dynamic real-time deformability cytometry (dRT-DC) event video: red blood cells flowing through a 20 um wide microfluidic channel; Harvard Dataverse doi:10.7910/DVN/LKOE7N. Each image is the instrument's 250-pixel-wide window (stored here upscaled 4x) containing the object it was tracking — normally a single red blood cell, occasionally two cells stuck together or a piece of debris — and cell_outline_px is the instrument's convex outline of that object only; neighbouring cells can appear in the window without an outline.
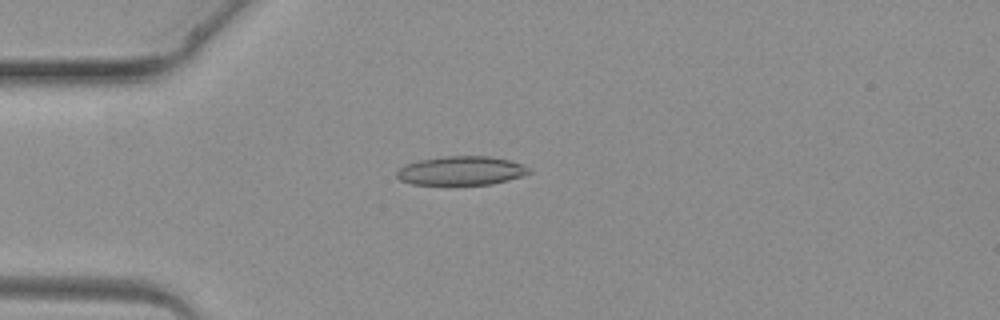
{"species": "common noctule bat (a hibernating species)", "species_latin": "Nyctalus noctula", "temperature_condition": "warm", "stored_images_in_passage": 1, "camera_frame_rate_fps": 3000, "um_per_image_px": 0.085, "animal": {"sex": "female", "body_mass_g": 19.3, "forearm_length_mm": 54.1}, "frame": {"image": 1, "passage_image": 1, "time_ms": 0.0, "image_size_px": [1000, 320], "cell_outline_px": [[532, 172], [508, 180], [492, 184], [412, 184], [400, 180], [396, 176], [396, 172], [404, 164], [416, 160], [444, 156], [488, 156], [508, 160], [520, 164], [528, 168]], "centroid_in_image_um": [39.14, 14.5], "position_along_channel_um": 45.9, "area_um2": 22.14}}